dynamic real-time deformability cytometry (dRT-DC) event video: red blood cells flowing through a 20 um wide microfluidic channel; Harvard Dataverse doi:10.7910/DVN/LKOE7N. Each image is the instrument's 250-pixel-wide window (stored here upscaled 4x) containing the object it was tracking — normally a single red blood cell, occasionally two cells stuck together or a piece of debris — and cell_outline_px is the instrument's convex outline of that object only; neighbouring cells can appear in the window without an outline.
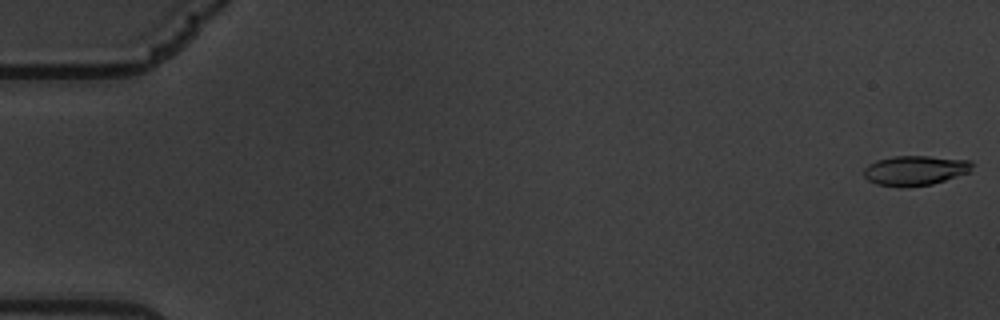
{"species": "common noctule bat (a hibernating species)", "species_latin": "Nyctalus noctula", "temperature_condition": "warm", "stored_images_in_passage": 60, "camera_frame_rate_fps": 3000, "um_per_image_px": 0.085, "animal": {"sex": "male", "body_mass_g": 19.5, "forearm_length_mm": 54.6}, "frame": {"image": 1, "passage_image": 1, "time_ms": 0.0, "image_size_px": [1000, 320], "cell_outline_px": [[972, 172], [932, 184], [876, 184], [868, 180], [864, 176], [864, 168], [868, 164], [876, 160], [892, 156], [928, 156], [972, 160]], "centroid_in_image_um": [77.84, 14.43], "position_along_channel_um": 7.2, "area_um2": 18.32}}
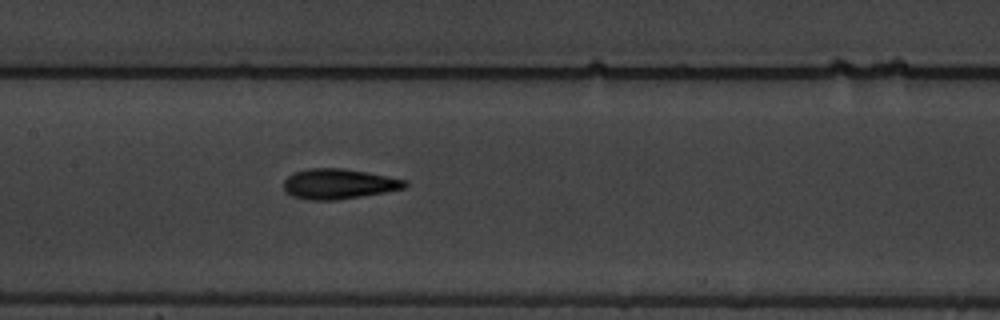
{"frame": {"image": 2, "passage_image": 30, "time_ms": 9.667, "image_size_px": [1000, 320], "cell_outline_px": [[408, 184], [404, 188], [384, 192], [336, 200], [304, 200], [292, 196], [284, 188], [284, 180], [292, 172], [308, 168], [344, 168], [388, 176], [404, 180]], "centroid_in_image_um": [28.74, 15.62], "position_along_channel_um": 178.7, "area_um2": 21.27}}
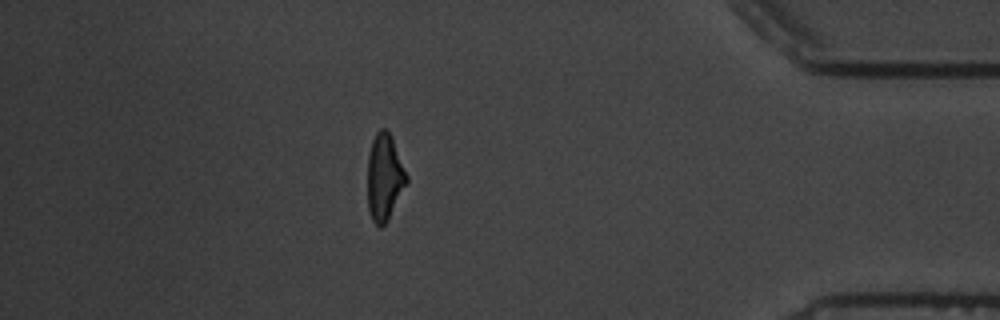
{"frame": {"image": 3, "passage_image": 53, "time_ms": 17.333, "image_size_px": [1000, 320], "cell_outline_px": [[408, 180], [388, 220], [380, 228], [372, 220], [368, 208], [368, 152], [372, 140], [376, 132], [380, 128], [384, 128], [392, 136], [408, 176]], "centroid_in_image_um": [32.67, 15.04], "position_along_channel_um": 402.5, "area_um2": 19.71}, "authors_computed_cell_mechanics": {"area_um2": 20.2589, "velocity_mm_per_s": 3.4173, "shape_relaxation_time_tau1_ms": 4.6834, "shape_relaxation_time_tau2_ms": 2.6877, "deformation_change_tau1": 0.2122, "deformation_change_tau2": 0.0892}}